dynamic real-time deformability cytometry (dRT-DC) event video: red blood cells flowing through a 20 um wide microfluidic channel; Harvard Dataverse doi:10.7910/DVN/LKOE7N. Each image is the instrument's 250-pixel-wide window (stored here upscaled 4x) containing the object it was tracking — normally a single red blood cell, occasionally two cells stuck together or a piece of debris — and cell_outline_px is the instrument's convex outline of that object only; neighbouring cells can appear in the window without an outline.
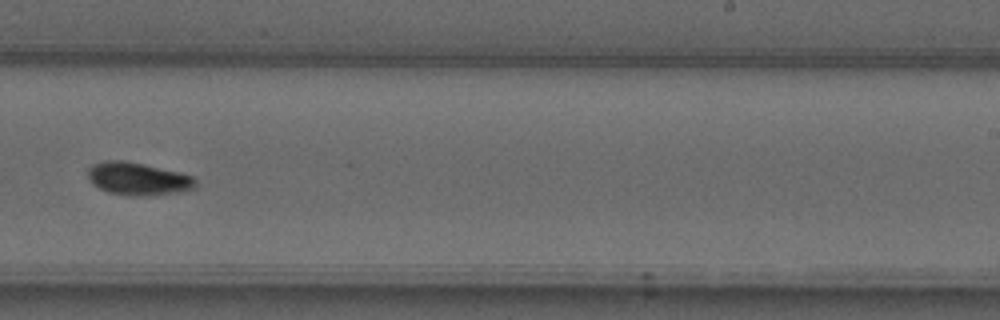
{"species": "common noctule bat (a hibernating species)", "species_latin": "Nyctalus noctula", "temperature_condition": "warm", "stored_images_in_passage": 35, "camera_frame_rate_fps": 3000, "um_per_image_px": 0.085, "animal": {"sex": "male", "forearm_length_mm": 52.5}, "frame": {"image": 1, "passage_image": 16, "time_ms": 5.0, "image_size_px": [1000, 320], "cell_outline_px": [[196, 188], [180, 192], [152, 196], [128, 196], [108, 192], [92, 184], [88, 180], [88, 168], [92, 164], [108, 160], [124, 160], [144, 164], [192, 176], [196, 180]], "centroid_in_image_um": [11.71, 15.21], "position_along_channel_um": 277.3, "area_um2": 20.69}}